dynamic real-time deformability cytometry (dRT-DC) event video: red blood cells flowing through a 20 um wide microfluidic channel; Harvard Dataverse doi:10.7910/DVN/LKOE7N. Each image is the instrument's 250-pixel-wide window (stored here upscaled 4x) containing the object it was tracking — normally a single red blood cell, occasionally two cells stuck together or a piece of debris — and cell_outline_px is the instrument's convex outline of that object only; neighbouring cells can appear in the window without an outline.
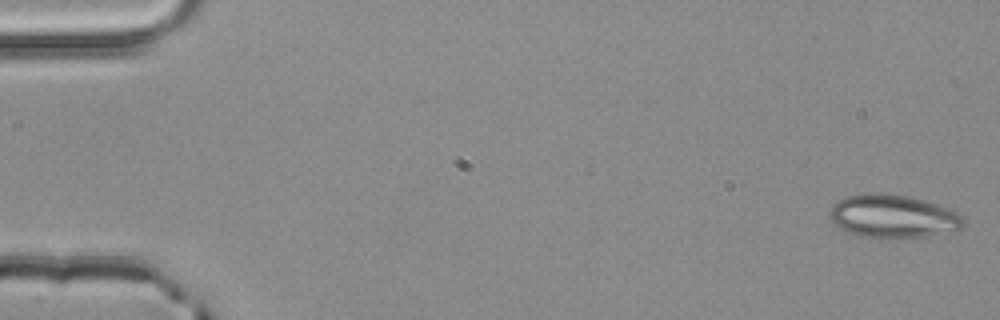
{"species": "common noctule bat (a hibernating species)", "species_latin": "Nyctalus noctula", "temperature_condition": "room temperature", "stored_images_in_passage": 52, "camera_frame_rate_fps": 3000, "um_per_image_px": 0.085, "animal": {"sex": "male", "body_mass_g": 20.4}, "frame": {"image": 1, "passage_image": 1, "time_ms": 0.0, "image_size_px": [1000, 320], "cell_outline_px": [[964, 224], [960, 228], [924, 236], [888, 240], [880, 240], [856, 236], [840, 228], [832, 220], [832, 204], [836, 200], [844, 196], [864, 192], [884, 192], [908, 196], [924, 200], [948, 208], [964, 216]], "centroid_in_image_um": [75.85, 18.39], "position_along_channel_um": 9.1, "area_um2": 34.22}}
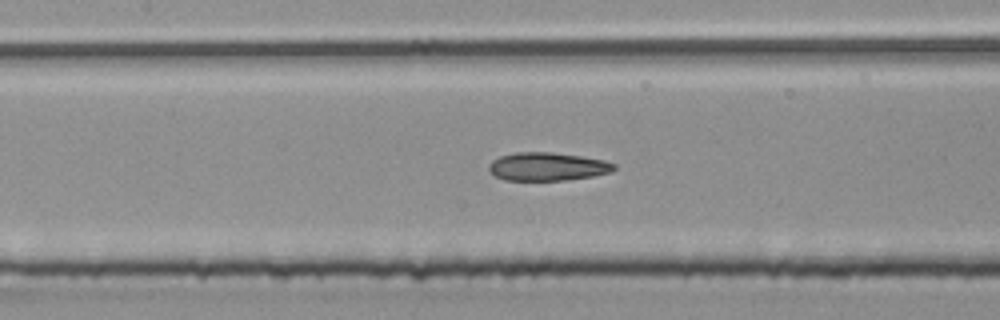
{"frame": {"image": 2, "passage_image": 24, "time_ms": 7.667, "image_size_px": [1000, 320], "cell_outline_px": [[616, 168], [612, 172], [592, 176], [564, 180], [504, 180], [496, 176], [488, 168], [488, 164], [492, 160], [500, 156], [516, 152], [552, 152], [580, 156], [604, 160], [616, 164]], "centroid_in_image_um": [46.53, 14.15], "position_along_channel_um": 160.9, "area_um2": 20.58}}
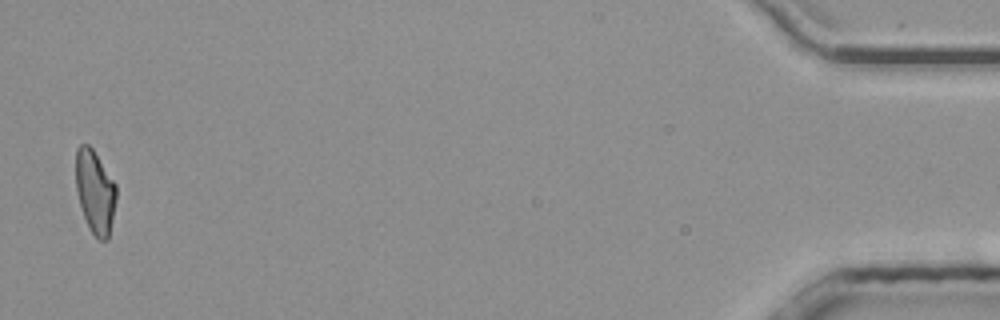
{"frame": {"image": 3, "passage_image": 51, "time_ms": 16.667, "image_size_px": [1000, 320], "cell_outline_px": [[116, 200], [108, 240], [96, 240], [84, 216], [80, 204], [76, 188], [76, 148], [80, 144], [88, 144], [92, 148], [116, 184]], "centroid_in_image_um": [8.08, 16.3], "position_along_channel_um": 427.1, "area_um2": 19.48}, "authors_computed_cell_mechanics": {"area_um2": 21.0392, "velocity_mm_per_s": 4.036, "shape_relaxation_time_tau1_ms": null, "shape_relaxation_time_tau2_ms": 2.6531, "deformation_change_tau1": null, "deformation_change_tau2": 0.0975}}